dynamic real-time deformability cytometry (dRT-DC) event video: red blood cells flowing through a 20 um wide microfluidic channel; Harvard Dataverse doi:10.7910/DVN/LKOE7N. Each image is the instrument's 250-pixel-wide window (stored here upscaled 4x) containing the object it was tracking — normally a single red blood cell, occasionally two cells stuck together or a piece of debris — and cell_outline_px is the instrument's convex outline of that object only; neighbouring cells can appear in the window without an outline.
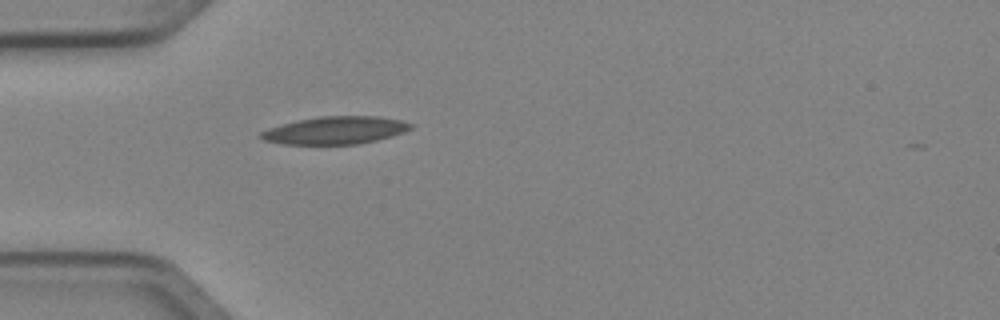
{"species": "Egyptian fruit bat (a non-hibernating species)", "species_latin": "Rousettus aegyptiacus", "temperature_condition": "cold", "stored_images_in_passage": 1, "camera_frame_rate_fps": 3000, "um_per_image_px": 0.085, "animal": {"sex": "female"}, "frame": {"image": 1, "passage_image": 1, "time_ms": 0.0, "image_size_px": [1000, 320], "cell_outline_px": [[412, 128], [404, 132], [376, 140], [356, 144], [284, 144], [264, 140], [256, 136], [260, 132], [268, 128], [300, 120], [320, 116], [376, 116], [400, 120], [412, 124]], "centroid_in_image_um": [28.47, 11.08], "position_along_channel_um": 56.5, "area_um2": 23.87}}